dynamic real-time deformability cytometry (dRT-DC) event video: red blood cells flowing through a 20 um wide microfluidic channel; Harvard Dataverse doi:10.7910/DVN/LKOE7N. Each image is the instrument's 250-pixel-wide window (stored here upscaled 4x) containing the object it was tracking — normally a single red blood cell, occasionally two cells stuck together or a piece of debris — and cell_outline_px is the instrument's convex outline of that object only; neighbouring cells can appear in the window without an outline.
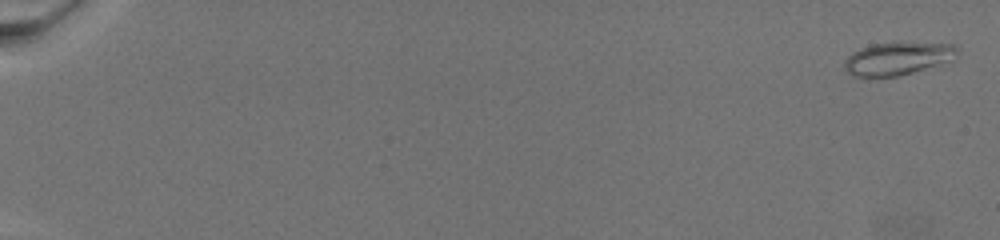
{"species": "common noctule bat (a hibernating species)", "species_latin": "Nyctalus noctula", "temperature_condition": "warm", "stored_images_in_passage": 74, "camera_frame_rate_fps": 3000, "um_per_image_px": 0.085, "animal": {"sex": "female", "body_mass_g": 19.5, "forearm_length_mm": 54.1}, "frame": {"image": 1, "passage_image": 2, "time_ms": 0.333, "image_size_px": [1000, 240], "cell_outline_px": [[956, 48], [952, 60], [940, 64], [912, 72], [896, 76], [852, 76], [844, 68], [844, 60], [852, 52], [860, 48], [872, 44], [896, 40], [952, 44]], "centroid_in_image_um": [76.25, 4.93], "position_along_channel_um": 8.7, "area_um2": 21.85}}
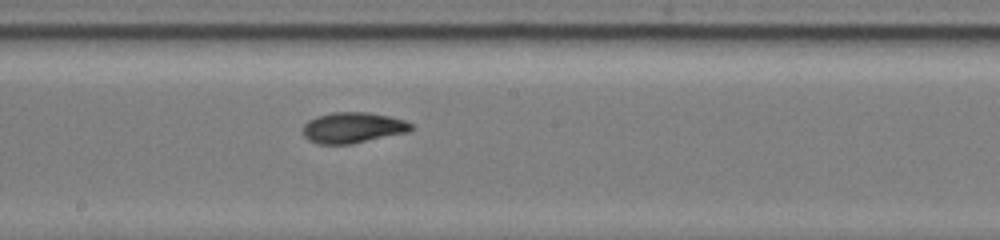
{"frame": {"image": 2, "passage_image": 45, "time_ms": 14.667, "image_size_px": [1000, 240], "cell_outline_px": [[416, 128], [408, 132], [352, 144], [316, 144], [308, 140], [304, 136], [300, 128], [308, 120], [316, 116], [332, 112], [368, 112], [388, 116], [404, 120], [412, 124]], "centroid_in_image_um": [29.96, 10.85], "position_along_channel_um": 218.2, "area_um2": 19.71}}
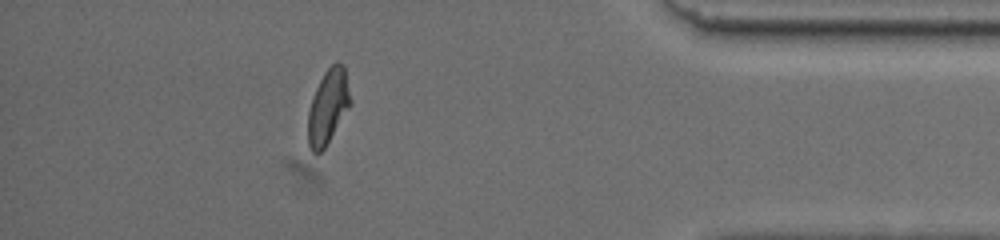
{"frame": {"image": 3, "passage_image": 67, "time_ms": 22.0, "image_size_px": [1000, 240], "cell_outline_px": [[352, 104], [324, 148], [316, 156], [312, 152], [308, 144], [308, 112], [312, 96], [324, 72], [336, 60], [344, 64], [352, 100]], "centroid_in_image_um": [27.9, 9.05], "position_along_channel_um": 407.3, "area_um2": 18.67}}